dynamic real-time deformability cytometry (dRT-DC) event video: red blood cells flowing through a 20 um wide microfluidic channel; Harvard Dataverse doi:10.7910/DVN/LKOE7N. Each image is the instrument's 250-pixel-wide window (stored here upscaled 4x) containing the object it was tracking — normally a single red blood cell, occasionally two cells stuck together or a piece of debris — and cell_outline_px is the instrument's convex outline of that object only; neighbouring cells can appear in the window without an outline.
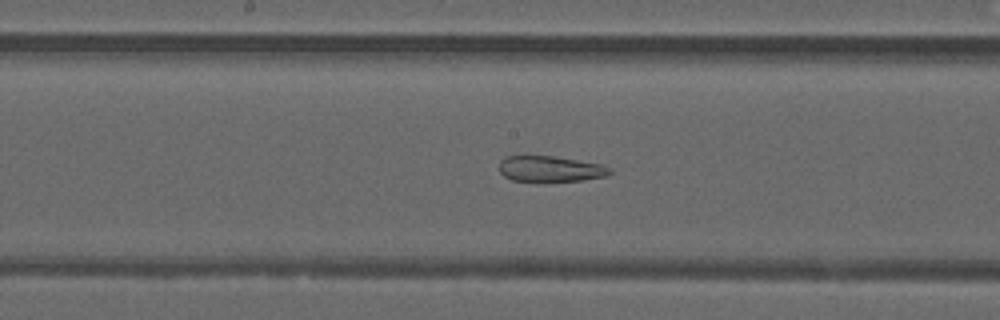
{"species": "common noctule bat (a hibernating species)", "species_latin": "Nyctalus noctula", "temperature_condition": "warm", "stored_images_in_passage": 40, "camera_frame_rate_fps": 3000, "um_per_image_px": 0.085, "animal": {"sex": "male", "forearm_length_mm": 52.5}, "frame": {"image": 1, "passage_image": 17, "time_ms": 5.333, "image_size_px": [1000, 320], "cell_outline_px": [[612, 172], [608, 176], [584, 180], [512, 180], [504, 176], [500, 172], [500, 160], [504, 156], [556, 156], [600, 164], [612, 168]], "centroid_in_image_um": [46.81, 14.33], "position_along_channel_um": 201.4, "area_um2": 16.42}}
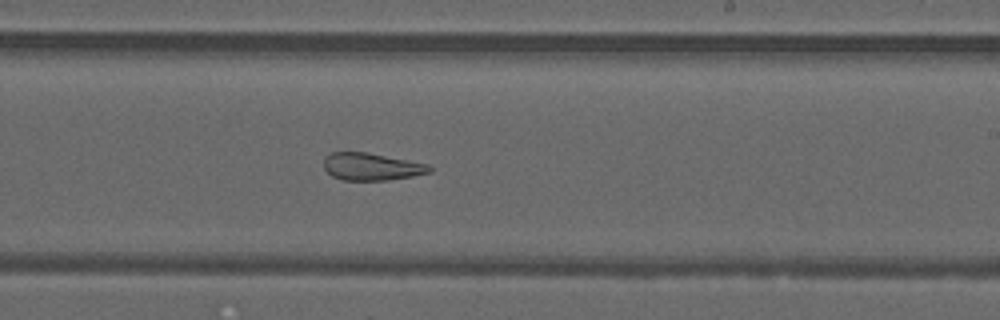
{"frame": {"image": 2, "passage_image": 21, "time_ms": 6.667, "image_size_px": [1000, 320], "cell_outline_px": [[432, 172], [412, 176], [388, 180], [344, 180], [332, 176], [324, 168], [324, 156], [332, 152], [368, 152], [428, 164], [432, 168]], "centroid_in_image_um": [31.57, 14.16], "position_along_channel_um": 257.4, "area_um2": 16.88}}
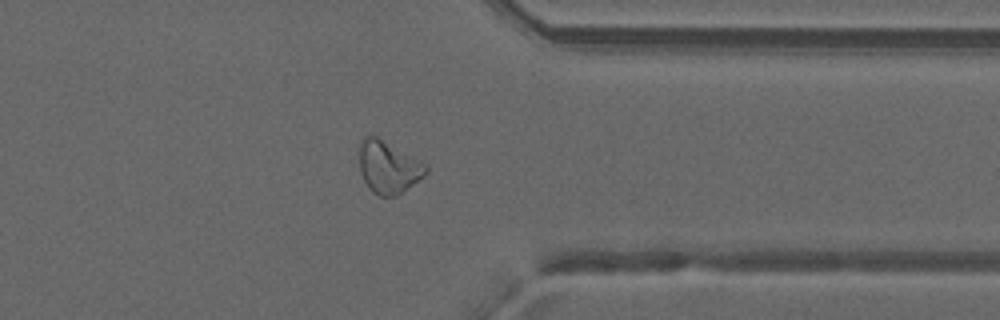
{"frame": {"image": 3, "passage_image": 30, "time_ms": 9.667, "image_size_px": [1000, 320], "cell_outline_px": [[428, 172], [424, 176], [396, 196], [380, 196], [372, 192], [368, 188], [360, 172], [360, 144], [364, 136], [376, 136], [428, 164]], "centroid_in_image_um": [33.02, 14.21], "position_along_channel_um": 378.4, "area_um2": 20.23}, "authors_computed_cell_mechanics": {"area_um2": 21.2993, "velocity_mm_per_s": 4.2242, "shape_relaxation_time_tau1_ms": null, "shape_relaxation_time_tau2_ms": 2.9564, "deformation_change_tau1": null, "deformation_change_tau2": 0.1279}}